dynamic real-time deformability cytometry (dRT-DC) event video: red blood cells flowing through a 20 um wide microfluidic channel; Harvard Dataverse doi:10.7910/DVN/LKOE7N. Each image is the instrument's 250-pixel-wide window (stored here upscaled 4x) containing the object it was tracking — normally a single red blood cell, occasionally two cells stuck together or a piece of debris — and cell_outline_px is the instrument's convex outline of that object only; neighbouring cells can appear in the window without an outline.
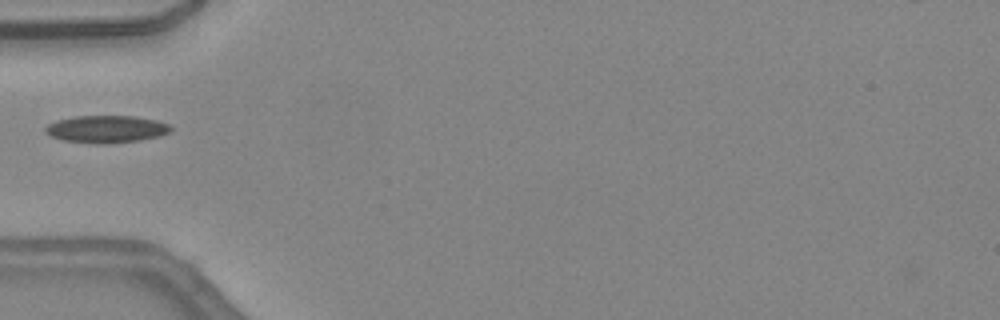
{"species": "common noctule bat (a hibernating species)", "species_latin": "Nyctalus noctula", "temperature_condition": "warm", "stored_images_in_passage": 14, "camera_frame_rate_fps": 3000, "um_per_image_px": 0.085, "animal": {"sex": "female", "body_mass_g": 24.6, "forearm_length_mm": 56.2}, "frame": {"image": 1, "passage_image": 1, "time_ms": 0.0, "image_size_px": [1000, 320], "cell_outline_px": [[172, 128], [168, 132], [160, 136], [140, 140], [104, 144], [96, 144], [64, 140], [52, 136], [44, 132], [44, 128], [48, 124], [56, 120], [76, 116], [136, 116], [156, 120], [168, 124]], "centroid_in_image_um": [9.02, 10.97], "position_along_channel_um": 76.0, "area_um2": 19.94}}
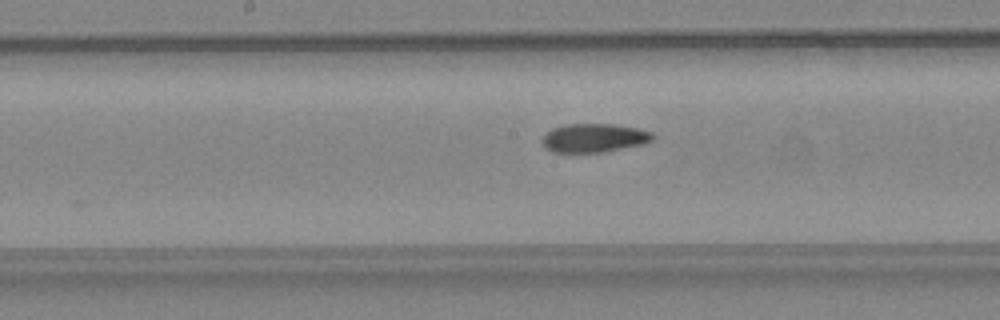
{"frame": {"image": 2, "passage_image": 9, "time_ms": 2.667, "image_size_px": [1000, 320], "cell_outline_px": [[656, 136], [652, 140], [644, 144], [604, 152], [552, 152], [544, 148], [544, 136], [552, 128], [568, 124], [612, 124], [636, 128], [652, 132]], "centroid_in_image_um": [50.53, 11.73], "position_along_channel_um": 197.7, "area_um2": 18.38}}